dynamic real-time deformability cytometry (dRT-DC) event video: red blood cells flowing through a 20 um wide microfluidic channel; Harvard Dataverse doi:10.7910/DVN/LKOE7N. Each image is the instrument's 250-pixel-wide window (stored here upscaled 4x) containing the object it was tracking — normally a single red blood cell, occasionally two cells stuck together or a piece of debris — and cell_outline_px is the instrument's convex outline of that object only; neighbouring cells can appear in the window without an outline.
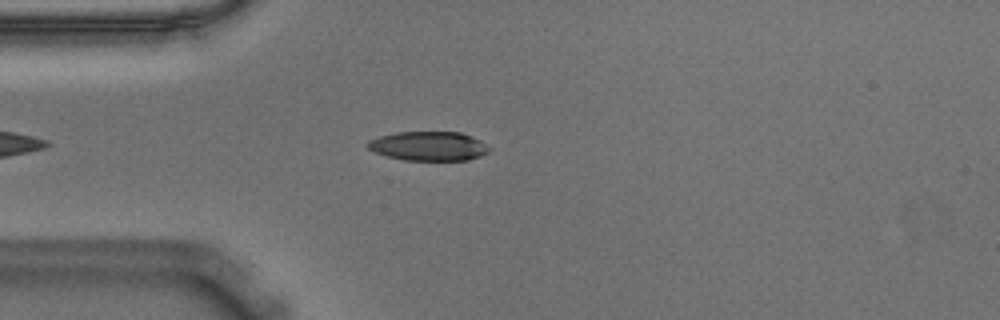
{"species": "Egyptian fruit bat (a non-hibernating species)", "species_latin": "Rousettus aegyptiacus", "temperature_condition": "warm", "stored_images_in_passage": 46, "camera_frame_rate_fps": 3000, "um_per_image_px": 0.085, "animal": {"sex": "male"}, "frame": {"image": 1, "passage_image": 8, "time_ms": 2.333, "image_size_px": [1000, 320], "cell_outline_px": [[492, 148], [488, 152], [480, 156], [468, 160], [404, 160], [388, 156], [376, 152], [368, 148], [364, 144], [368, 140], [380, 136], [396, 132], [460, 132], [472, 136], [480, 140]], "centroid_in_image_um": [36.44, 12.41], "position_along_channel_um": 48.6, "area_um2": 20.75}}
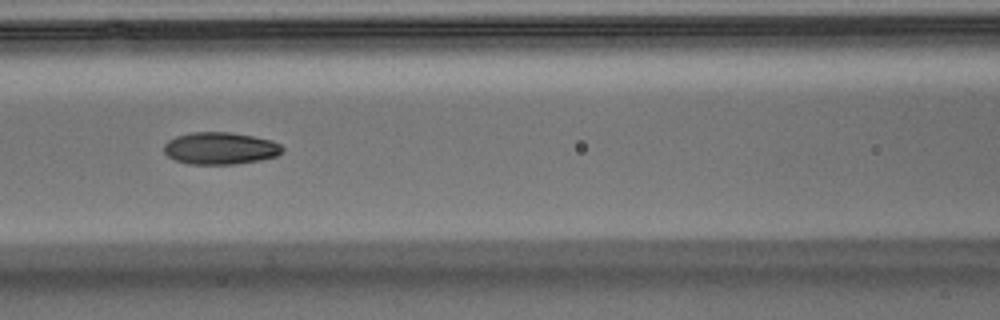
{"frame": {"image": 2, "passage_image": 17, "time_ms": 5.333, "image_size_px": [1000, 320], "cell_outline_px": [[284, 152], [276, 156], [260, 160], [236, 164], [188, 164], [176, 160], [168, 156], [164, 152], [164, 144], [168, 140], [176, 136], [192, 132], [228, 132], [252, 136], [272, 140], [280, 144], [284, 148]], "centroid_in_image_um": [18.73, 12.61], "position_along_channel_um": 147.9, "area_um2": 22.25}}
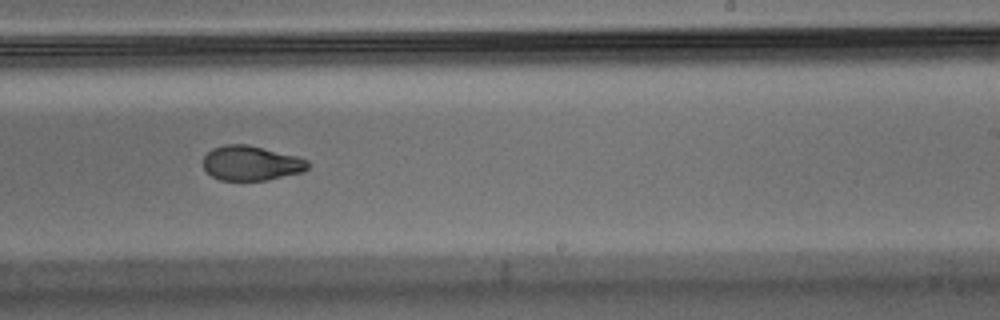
{"frame": {"image": 3, "passage_image": 27, "time_ms": 8.667, "image_size_px": [1000, 320], "cell_outline_px": [[312, 164], [304, 172], [268, 180], [220, 180], [212, 176], [204, 168], [204, 156], [212, 148], [224, 144], [248, 144], [296, 156], [308, 160]], "centroid_in_image_um": [21.38, 13.87], "position_along_channel_um": 267.6, "area_um2": 21.33}, "authors_computed_cell_mechanics": {"area_um2": 22.2241, "velocity_mm_per_s": 3.6027, "shape_relaxation_time_tau1_ms": 7.5667, "shape_relaxation_time_tau2_ms": 1.5477, "deformation_change_tau1": 0.2195, "deformation_change_tau2": 0.0645}}